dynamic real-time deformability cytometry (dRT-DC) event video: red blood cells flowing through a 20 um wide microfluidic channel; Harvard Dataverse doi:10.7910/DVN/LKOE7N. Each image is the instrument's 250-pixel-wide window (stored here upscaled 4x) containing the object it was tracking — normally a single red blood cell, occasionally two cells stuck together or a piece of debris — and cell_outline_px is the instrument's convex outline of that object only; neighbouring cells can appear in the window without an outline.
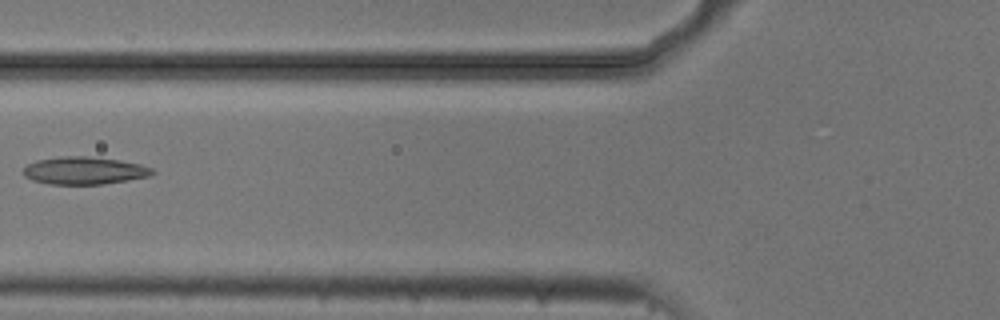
{"species": "common noctule bat (a hibernating species)", "species_latin": "Nyctalus noctula", "temperature_condition": "cold", "stored_images_in_passage": 6, "camera_frame_rate_fps": 3000, "um_per_image_px": 0.085, "animal": {"sex": "male", "body_mass_g": 20.5, "forearm_length_mm": 52.5}, "frame": {"image": 1, "passage_image": 6, "time_ms": 1.667, "image_size_px": [1000, 320], "cell_outline_px": [[156, 172], [148, 176], [128, 180], [104, 184], [48, 184], [32, 180], [24, 176], [24, 168], [28, 164], [36, 160], [60, 156], [88, 156], [120, 160], [140, 164], [152, 168]], "centroid_in_image_um": [7.16, 14.49], "position_along_channel_um": 118.6, "area_um2": 20.75}}